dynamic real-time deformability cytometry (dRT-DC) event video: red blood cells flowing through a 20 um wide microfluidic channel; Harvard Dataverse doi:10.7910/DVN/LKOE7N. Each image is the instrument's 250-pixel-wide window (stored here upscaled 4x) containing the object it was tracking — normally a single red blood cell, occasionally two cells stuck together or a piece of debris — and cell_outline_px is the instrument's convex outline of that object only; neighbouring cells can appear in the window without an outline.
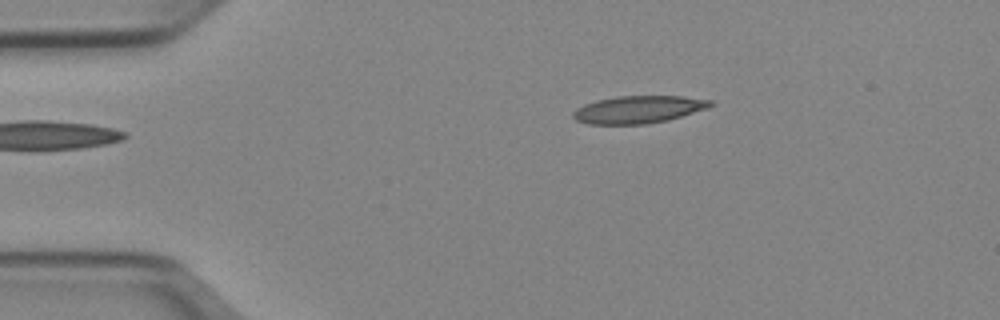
{"species": "Egyptian fruit bat (a non-hibernating species)", "species_latin": "Rousettus aegyptiacus", "temperature_condition": "cold", "stored_images_in_passage": 42, "camera_frame_rate_fps": 3000, "um_per_image_px": 0.085, "animal": {"sex": "female"}, "frame": {"image": 1, "passage_image": 1, "time_ms": 0.0, "image_size_px": [1000, 320], "cell_outline_px": [[716, 104], [708, 108], [668, 120], [644, 124], [588, 124], [576, 120], [572, 116], [572, 112], [576, 108], [584, 104], [596, 100], [616, 96], [684, 96], [712, 100]], "centroid_in_image_um": [54.27, 9.3], "position_along_channel_um": 30.7, "area_um2": 22.14}}
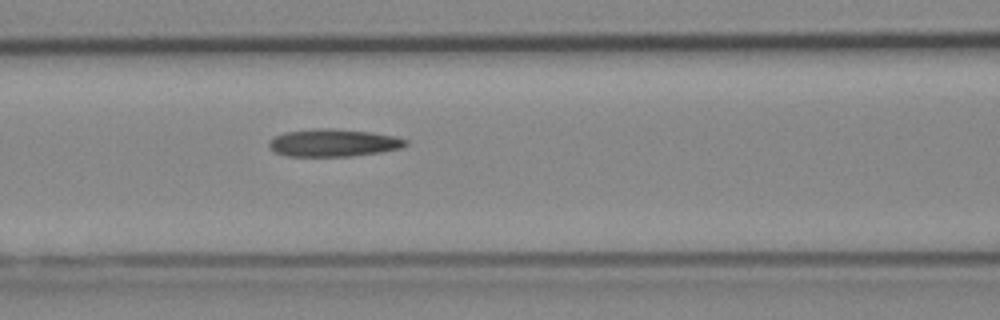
{"frame": {"image": 2, "passage_image": 13, "time_ms": 4.0, "image_size_px": [1000, 320], "cell_outline_px": [[408, 144], [400, 148], [380, 152], [352, 156], [288, 156], [276, 152], [268, 148], [268, 140], [284, 132], [316, 128], [332, 128], [372, 132], [396, 136], [408, 140]], "centroid_in_image_um": [28.33, 12.13], "position_along_channel_um": 138.3, "area_um2": 22.08}}
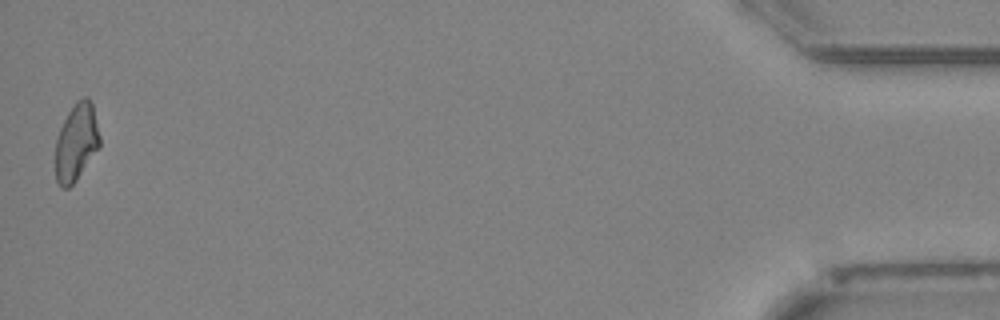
{"frame": {"image": 3, "passage_image": 42, "time_ms": 13.667, "image_size_px": [1000, 320], "cell_outline_px": [[100, 148], [76, 180], [68, 188], [60, 188], [56, 180], [56, 140], [60, 128], [68, 112], [76, 100], [84, 96], [88, 96], [92, 104], [100, 136]], "centroid_in_image_um": [6.5, 12.09], "position_along_channel_um": 428.7, "area_um2": 20.06}, "authors_computed_cell_mechanics": {"area_um2": 21.2704, "velocity_mm_per_s": 3.9678, "shape_relaxation_time_tau1_ms": null, "shape_relaxation_time_tau2_ms": 8.1578, "deformation_change_tau1": null, "deformation_change_tau2": 0.2094}}